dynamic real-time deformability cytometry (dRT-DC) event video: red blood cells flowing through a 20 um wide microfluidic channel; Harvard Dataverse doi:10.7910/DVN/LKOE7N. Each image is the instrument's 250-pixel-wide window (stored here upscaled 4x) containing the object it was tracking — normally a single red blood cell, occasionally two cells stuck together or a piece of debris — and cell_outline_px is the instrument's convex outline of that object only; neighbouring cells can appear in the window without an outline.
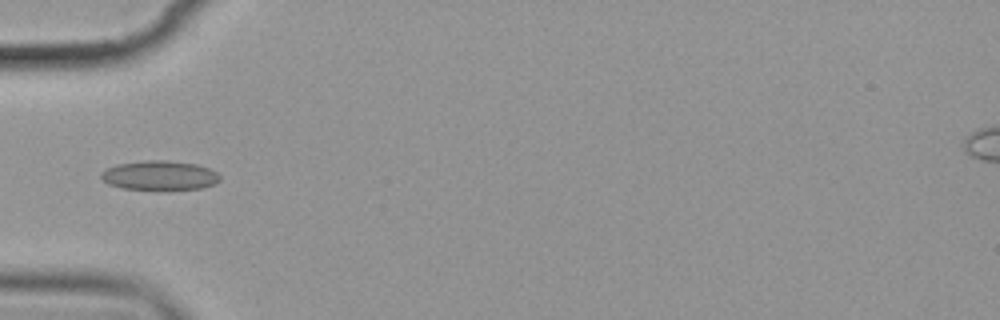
{"species": "common noctule bat (a hibernating species)", "species_latin": "Nyctalus noctula", "temperature_condition": "cold", "stored_images_in_passage": 7, "camera_frame_rate_fps": 3000, "um_per_image_px": 0.085, "animal": {"sex": "female", "body_mass_g": 19.9}, "frame": {"image": 1, "passage_image": 6, "time_ms": 6.0, "image_size_px": [1000, 320], "cell_outline_px": [[220, 180], [216, 184], [200, 188], [124, 188], [108, 184], [100, 176], [100, 172], [116, 164], [144, 160], [168, 160], [196, 164], [208, 168], [216, 172], [220, 176]], "centroid_in_image_um": [13.57, 14.88], "position_along_channel_um": 71.4, "area_um2": 19.94}}
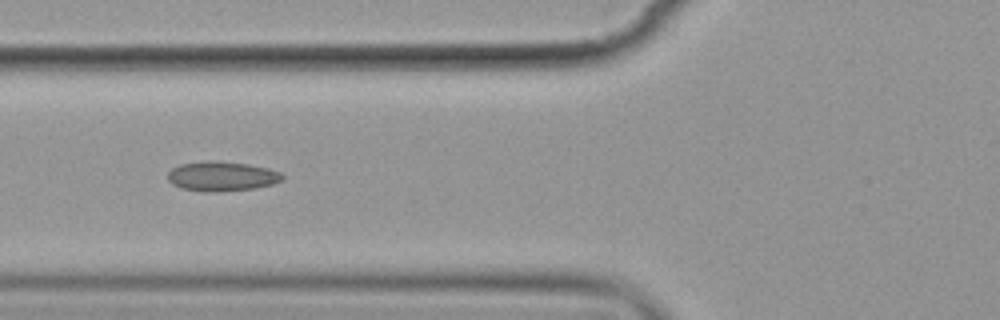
{"frame": {"image": 2, "passage_image": 7, "time_ms": 7.0, "image_size_px": [1000, 320], "cell_outline_px": [[284, 180], [272, 184], [252, 188], [220, 192], [208, 192], [180, 188], [172, 184], [168, 180], [168, 172], [172, 168], [180, 164], [208, 160], [216, 160], [248, 164], [268, 168], [280, 172], [284, 176]], "centroid_in_image_um": [18.84, 14.98], "position_along_channel_um": 107.0, "area_um2": 19.94}}